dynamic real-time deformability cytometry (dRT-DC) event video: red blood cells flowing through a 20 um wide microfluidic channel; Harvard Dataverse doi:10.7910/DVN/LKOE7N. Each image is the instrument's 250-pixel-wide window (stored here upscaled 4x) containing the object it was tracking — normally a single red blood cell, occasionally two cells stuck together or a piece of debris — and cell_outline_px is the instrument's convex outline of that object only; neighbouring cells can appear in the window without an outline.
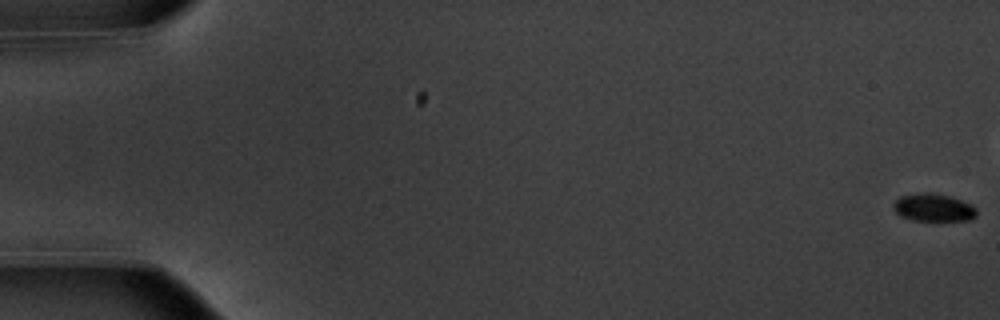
{"species": "common noctule bat (a hibernating species)", "species_latin": "Nyctalus noctula", "temperature_condition": "warm", "stored_images_in_passage": 56, "camera_frame_rate_fps": 3000, "um_per_image_px": 0.085, "animal": {"sex": "male", "body_mass_g": 20.1, "forearm_length_mm": 53.5}, "frame": {"image": 1, "passage_image": 1, "time_ms": 0.0, "image_size_px": [1000, 320], "cell_outline_px": [[976, 216], [968, 220], [912, 220], [900, 216], [892, 208], [892, 204], [900, 196], [924, 192], [932, 192], [952, 196], [972, 204], [976, 208]], "centroid_in_image_um": [79.34, 17.63], "position_along_channel_um": 5.7, "area_um2": 13.58}}
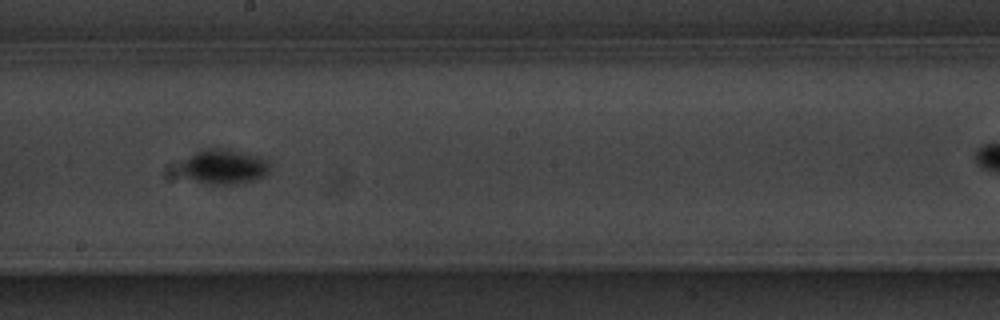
{"frame": {"image": 2, "passage_image": 32, "time_ms": 10.333, "image_size_px": [1000, 320], "cell_outline_px": [[268, 172], [264, 176], [252, 180], [232, 184], [208, 184], [196, 180], [188, 176], [184, 172], [184, 160], [188, 156], [200, 148], [228, 148], [256, 156], [268, 160]], "centroid_in_image_um": [19.06, 14.13], "position_along_channel_um": 229.1, "area_um2": 17.63}}
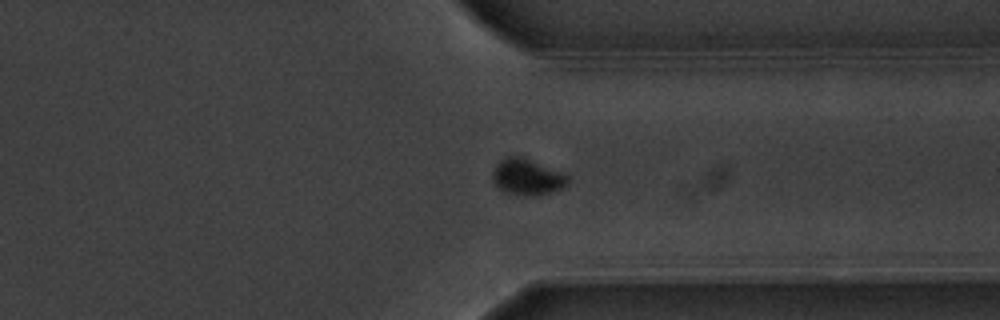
{"frame": {"image": 3, "passage_image": 43, "time_ms": 14.0, "image_size_px": [1000, 320], "cell_outline_px": [[568, 184], [560, 188], [536, 196], [528, 196], [504, 192], [496, 188], [492, 180], [492, 172], [496, 164], [500, 160], [508, 156], [520, 156], [564, 172], [568, 176]], "centroid_in_image_um": [44.77, 15.04], "position_along_channel_um": 366.6, "area_um2": 15.95}, "authors_computed_cell_mechanics": {"area_um2": 15.317, "velocity_mm_per_s": 3.7549, "shape_relaxation_time_tau1_ms": 1.8237, "shape_relaxation_time_tau2_ms": null, "deformation_change_tau1": 0.0772, "deformation_change_tau2": null}}